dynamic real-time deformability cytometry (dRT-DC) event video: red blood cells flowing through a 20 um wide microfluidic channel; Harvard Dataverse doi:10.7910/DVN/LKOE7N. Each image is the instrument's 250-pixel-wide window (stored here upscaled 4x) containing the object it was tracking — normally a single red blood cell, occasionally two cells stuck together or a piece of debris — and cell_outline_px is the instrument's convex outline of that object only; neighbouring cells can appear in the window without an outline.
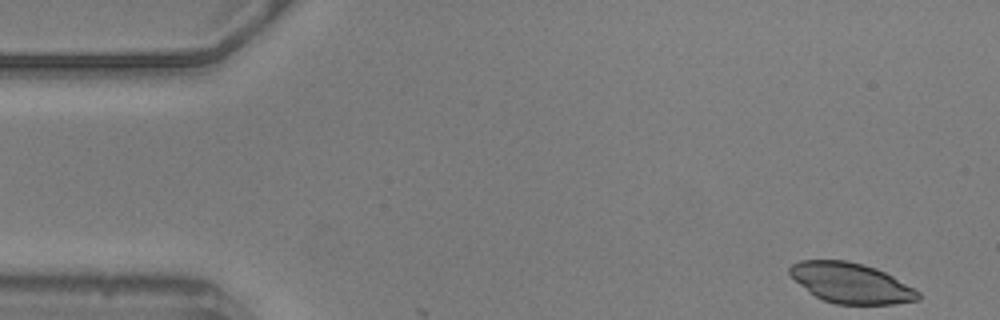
{"species": "common noctule bat (a hibernating species)", "species_latin": "Nyctalus noctula", "temperature_condition": "warm", "stored_images_in_passage": 4, "camera_frame_rate_fps": 3000, "um_per_image_px": 0.085, "animal": {"sex": "male", "body_mass_g": 20.5, "forearm_length_mm": 52.5}, "frame": {"image": 1, "passage_image": 1, "time_ms": 0.0, "image_size_px": [1000, 320], "cell_outline_px": [[920, 300], [892, 304], [836, 304], [824, 300], [808, 292], [788, 272], [788, 268], [792, 264], [800, 260], [848, 260], [864, 264], [876, 268], [892, 276], [920, 292]], "centroid_in_image_um": [72.32, 24.05], "position_along_channel_um": 12.7, "area_um2": 30.0}}